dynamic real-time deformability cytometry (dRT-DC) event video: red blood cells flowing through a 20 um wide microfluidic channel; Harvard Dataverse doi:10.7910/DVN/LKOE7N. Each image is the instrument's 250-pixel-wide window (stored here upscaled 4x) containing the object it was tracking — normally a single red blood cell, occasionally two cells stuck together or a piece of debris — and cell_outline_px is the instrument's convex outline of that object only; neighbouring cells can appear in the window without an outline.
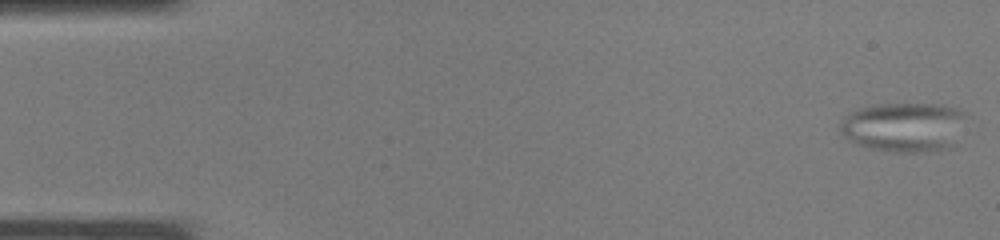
{"species": "common noctule bat (a hibernating species)", "species_latin": "Nyctalus noctula", "temperature_condition": "warm", "stored_images_in_passage": 38, "camera_frame_rate_fps": 3000, "um_per_image_px": 0.085, "animal": {"sex": "male", "body_mass_g": 19.0, "forearm_length_mm": 50.8}, "frame": {"image": 1, "passage_image": 1, "time_ms": 0.0, "image_size_px": [1000, 240], "cell_outline_px": [[972, 116], [956, 148], [936, 152], [892, 152], [868, 148], [844, 136], [840, 132], [840, 124], [852, 112], [860, 108], [880, 104], [940, 104], [956, 108], [968, 112]], "centroid_in_image_um": [77.07, 10.82], "position_along_channel_um": 7.9, "area_um2": 37.69}}
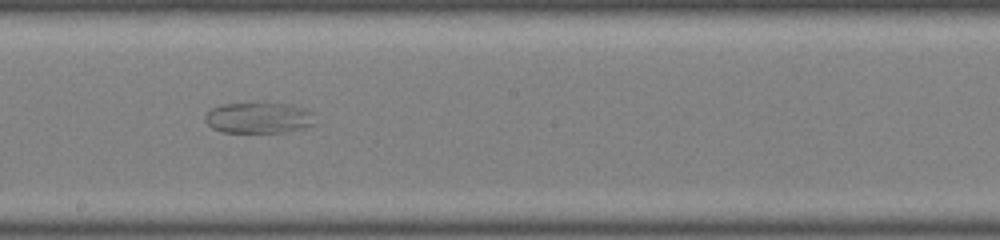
{"frame": {"image": 2, "passage_image": 21, "time_ms": 6.667, "image_size_px": [1000, 240], "cell_outline_px": [[316, 124], [304, 128], [288, 132], [224, 132], [212, 128], [204, 120], [204, 116], [212, 108], [220, 104], [288, 104], [308, 108], [312, 112]], "centroid_in_image_um": [22.03, 10.03], "position_along_channel_um": 226.2, "area_um2": 19.83}}
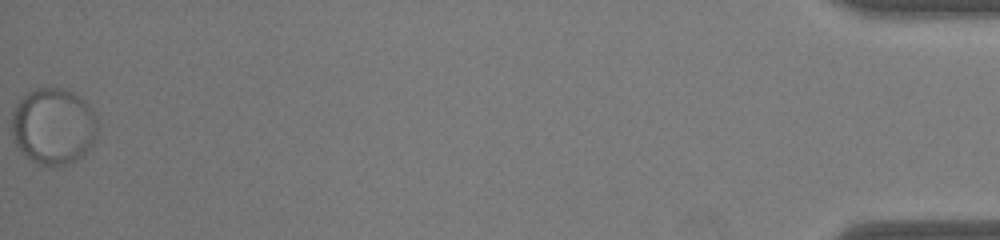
{"frame": {"image": 3, "passage_image": 38, "time_ms": 12.333, "image_size_px": [1000, 240], "cell_outline_px": [[100, 128], [92, 144], [84, 156], [60, 168], [40, 164], [24, 156], [20, 152], [12, 136], [12, 112], [20, 96], [36, 88], [68, 88], [80, 96], [92, 108], [96, 116]], "centroid_in_image_um": [4.56, 10.73], "position_along_channel_um": 430.6, "area_um2": 39.3}}